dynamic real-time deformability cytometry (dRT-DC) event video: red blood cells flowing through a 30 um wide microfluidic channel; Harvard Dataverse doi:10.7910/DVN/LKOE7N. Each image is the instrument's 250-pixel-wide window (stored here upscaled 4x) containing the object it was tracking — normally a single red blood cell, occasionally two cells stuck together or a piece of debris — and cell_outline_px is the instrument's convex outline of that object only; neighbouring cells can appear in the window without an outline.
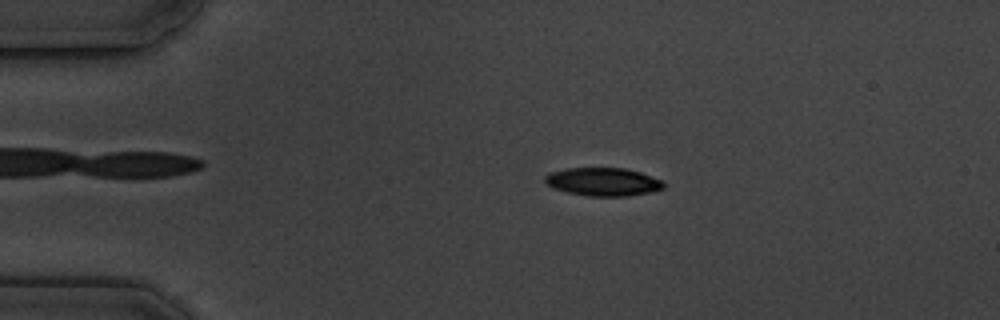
{"species": "common noctule bat (a hibernating species)", "species_latin": "Nyctalus noctula", "temperature_condition": "cold", "stored_images_in_passage": 7, "camera_frame_rate_fps": 3000, "um_per_image_px": 0.085, "animal": {"sex": "male", "body_mass_g": 19.5, "forearm_length_mm": 54.6}, "frame": {"image": 1, "passage_image": 3, "time_ms": 2.333, "image_size_px": [1000, 320], "cell_outline_px": [[664, 188], [652, 192], [628, 196], [588, 196], [568, 192], [552, 188], [544, 184], [544, 176], [548, 172], [564, 168], [624, 168], [640, 172], [664, 180]], "centroid_in_image_um": [51.23, 15.45], "position_along_channel_um": 33.8, "area_um2": 19.83}}
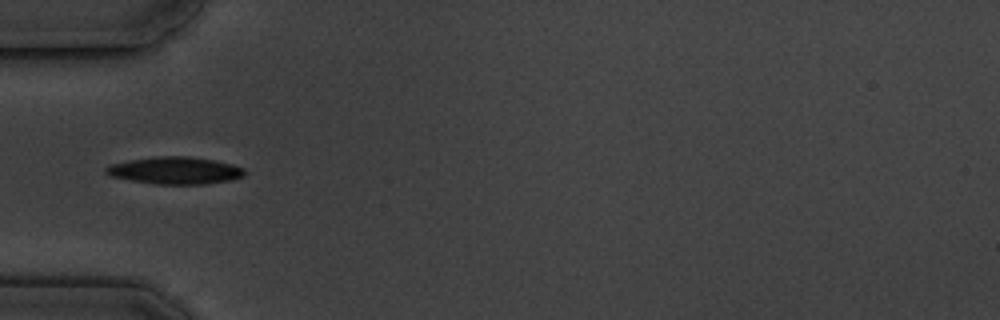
{"frame": {"image": 2, "passage_image": 5, "time_ms": 4.667, "image_size_px": [1000, 320], "cell_outline_px": [[248, 172], [244, 176], [228, 180], [204, 184], [156, 184], [108, 176], [104, 172], [104, 168], [108, 164], [156, 156], [188, 156], [216, 160], [232, 164], [244, 168]], "centroid_in_image_um": [14.88, 14.48], "position_along_channel_um": 70.1, "area_um2": 22.08}}